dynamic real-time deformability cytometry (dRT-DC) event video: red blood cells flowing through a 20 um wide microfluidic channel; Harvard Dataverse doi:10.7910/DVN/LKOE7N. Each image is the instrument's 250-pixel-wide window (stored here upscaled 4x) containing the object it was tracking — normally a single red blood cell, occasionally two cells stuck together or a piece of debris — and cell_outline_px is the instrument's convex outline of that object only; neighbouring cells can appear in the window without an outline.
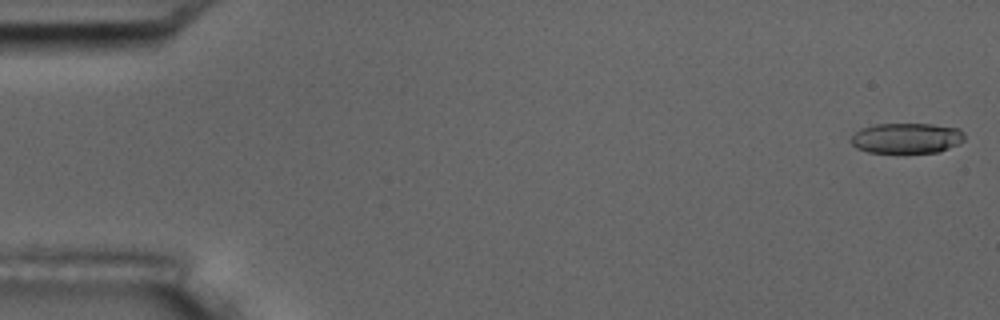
{"species": "common noctule bat (a hibernating species)", "species_latin": "Nyctalus noctula", "temperature_condition": "room temperature", "stored_images_in_passage": 5, "camera_frame_rate_fps": 3000, "um_per_image_px": 0.085, "animal": {"sex": "male", "body_mass_g": 17.5, "forearm_length_mm": 52.3}, "frame": {"image": 1, "passage_image": 1, "time_ms": 0.0, "image_size_px": [1000, 320], "cell_outline_px": [[964, 140], [960, 144], [940, 152], [868, 152], [856, 148], [848, 140], [860, 128], [876, 124], [932, 124], [960, 128], [964, 132]], "centroid_in_image_um": [77.08, 11.74], "position_along_channel_um": 7.9, "area_um2": 20.29}}
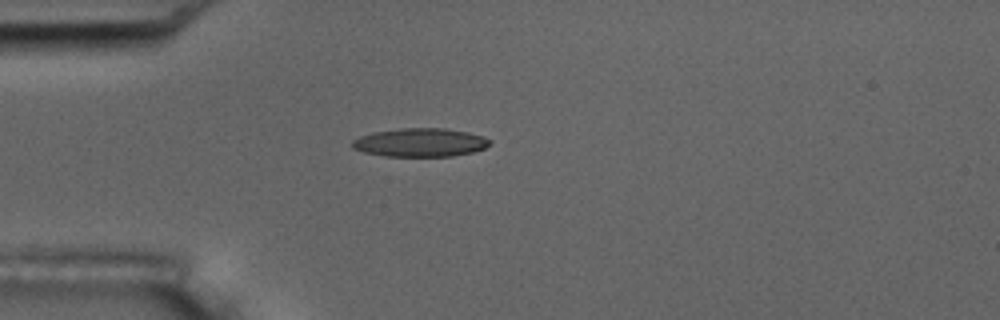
{"frame": {"image": 2, "passage_image": 5, "time_ms": 4.667, "image_size_px": [1000, 320], "cell_outline_px": [[492, 140], [484, 148], [472, 152], [452, 156], [384, 156], [364, 152], [352, 148], [352, 140], [360, 136], [372, 132], [400, 128], [444, 128], [468, 132], [484, 136]], "centroid_in_image_um": [35.7, 12.1], "position_along_channel_um": 49.3, "area_um2": 22.89}}